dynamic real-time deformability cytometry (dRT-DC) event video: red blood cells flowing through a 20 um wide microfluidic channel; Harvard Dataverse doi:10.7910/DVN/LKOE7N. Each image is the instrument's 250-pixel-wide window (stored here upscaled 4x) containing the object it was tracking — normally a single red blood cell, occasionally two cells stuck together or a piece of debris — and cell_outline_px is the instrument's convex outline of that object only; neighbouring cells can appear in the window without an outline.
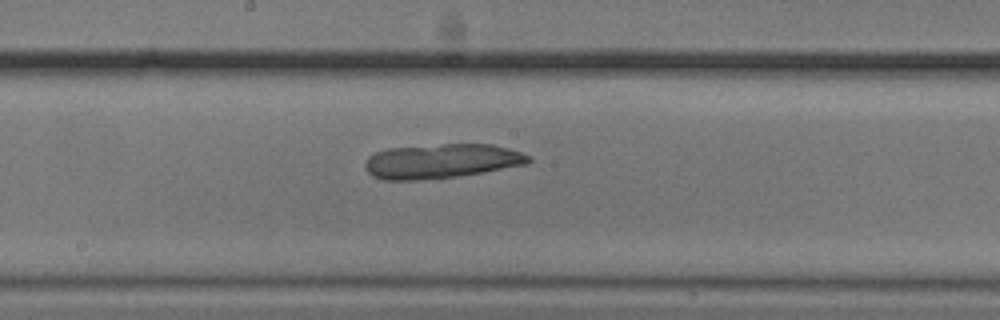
{"species": "common noctule bat (a hibernating species)", "species_latin": "Nyctalus noctula", "temperature_condition": "cold", "stored_images_in_passage": 38, "camera_frame_rate_fps": 3000, "um_per_image_px": 0.085, "animal": {"sex": "male", "body_mass_g": 20.5, "forearm_length_mm": 52.5}, "frame": {"image": 1, "passage_image": 22, "time_ms": 7.0, "image_size_px": [1000, 320], "cell_outline_px": [[532, 160], [528, 164], [456, 176], [416, 180], [384, 180], [372, 176], [364, 168], [364, 164], [368, 156], [376, 152], [388, 148], [444, 144], [492, 144], [508, 148], [532, 156]], "centroid_in_image_um": [37.51, 13.69], "position_along_channel_um": 210.7, "area_um2": 32.77}}
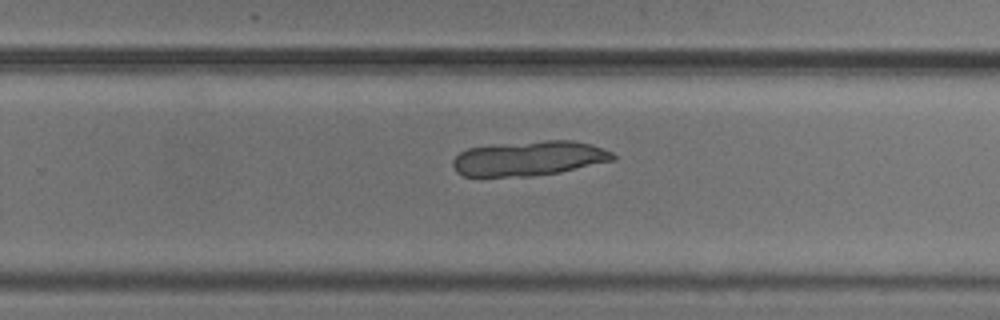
{"frame": {"image": 2, "passage_image": 28, "time_ms": 9.0, "image_size_px": [1000, 320], "cell_outline_px": [[616, 160], [560, 172], [532, 176], [464, 176], [456, 172], [452, 164], [452, 160], [460, 152], [468, 148], [500, 144], [544, 140], [572, 140], [592, 144], [612, 152], [616, 156]], "centroid_in_image_um": [44.99, 13.46], "position_along_channel_um": 284.8, "area_um2": 32.48}}